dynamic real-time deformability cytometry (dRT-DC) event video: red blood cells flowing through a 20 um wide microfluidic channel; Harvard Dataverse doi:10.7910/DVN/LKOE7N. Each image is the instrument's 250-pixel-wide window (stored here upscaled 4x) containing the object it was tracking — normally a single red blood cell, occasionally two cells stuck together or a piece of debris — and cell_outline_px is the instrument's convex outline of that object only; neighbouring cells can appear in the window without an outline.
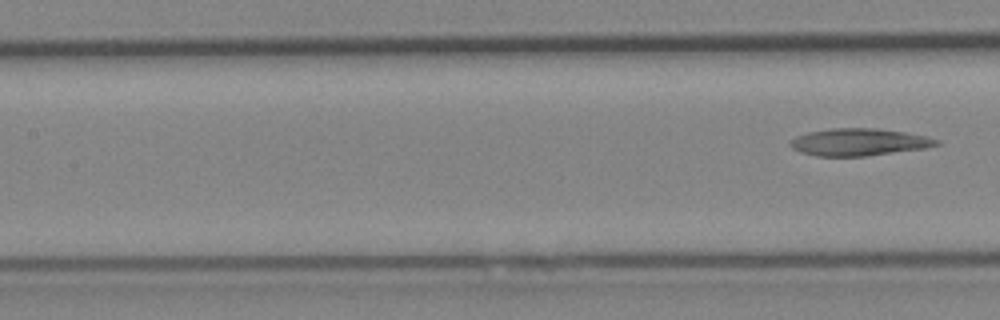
{"species": "Egyptian fruit bat (a non-hibernating species)", "species_latin": "Rousettus aegyptiacus", "temperature_condition": "cold", "stored_images_in_passage": 5, "segment_of_instrument_passage": [2, 2], "camera_frame_rate_fps": 3000, "um_per_image_px": 0.085, "animal": {"sex": "female"}, "frame": {"image": 1, "passage_image": 5, "time_ms": 5.333, "image_size_px": [1000, 320], "cell_outline_px": [[940, 144], [924, 148], [864, 156], [816, 156], [800, 152], [792, 148], [788, 144], [796, 136], [808, 132], [828, 128], [876, 128], [904, 132], [924, 136], [940, 140]], "centroid_in_image_um": [72.97, 12.07], "position_along_channel_um": 134.4, "area_um2": 23.06}}